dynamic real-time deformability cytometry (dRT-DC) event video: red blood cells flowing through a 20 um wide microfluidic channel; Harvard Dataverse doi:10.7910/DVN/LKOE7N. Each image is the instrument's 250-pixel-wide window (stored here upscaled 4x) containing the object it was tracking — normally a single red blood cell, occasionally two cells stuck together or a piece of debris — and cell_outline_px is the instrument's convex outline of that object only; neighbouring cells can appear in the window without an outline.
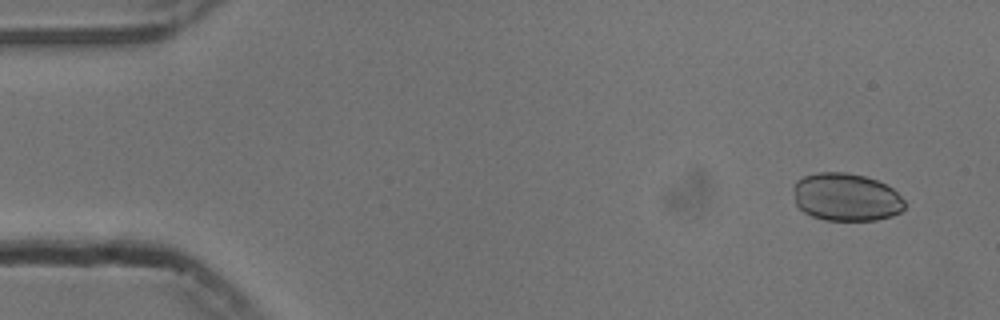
{"species": "common noctule bat (a hibernating species)", "species_latin": "Nyctalus noctula", "temperature_condition": "cold", "stored_images_in_passage": 42, "camera_frame_rate_fps": 3000, "um_per_image_px": 0.085, "animal": {"sex": "male", "body_mass_g": 13.3}, "frame": {"image": 1, "passage_image": 4, "time_ms": 1.0, "image_size_px": [1000, 320], "cell_outline_px": [[904, 208], [900, 212], [892, 216], [876, 220], [824, 220], [812, 216], [804, 212], [796, 204], [792, 188], [796, 180], [804, 176], [820, 172], [844, 172], [864, 176], [876, 180], [892, 188], [904, 200]], "centroid_in_image_um": [71.89, 16.76], "position_along_channel_um": 13.1, "area_um2": 31.04}}
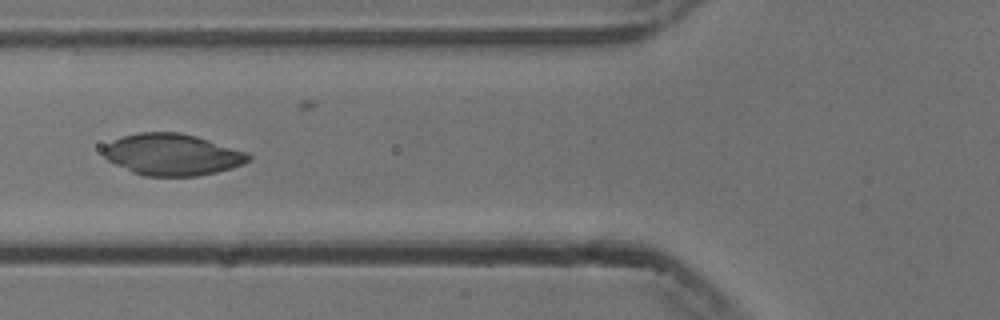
{"frame": {"image": 2, "passage_image": 21, "time_ms": 6.667, "image_size_px": [1000, 320], "cell_outline_px": [[252, 160], [244, 164], [232, 168], [216, 172], [196, 176], [144, 176], [132, 172], [108, 160], [104, 156], [104, 148], [112, 140], [124, 136], [140, 132], [180, 132], [196, 136], [248, 152], [252, 156]], "centroid_in_image_um": [14.69, 13.14], "position_along_channel_um": 111.1, "area_um2": 35.14}}
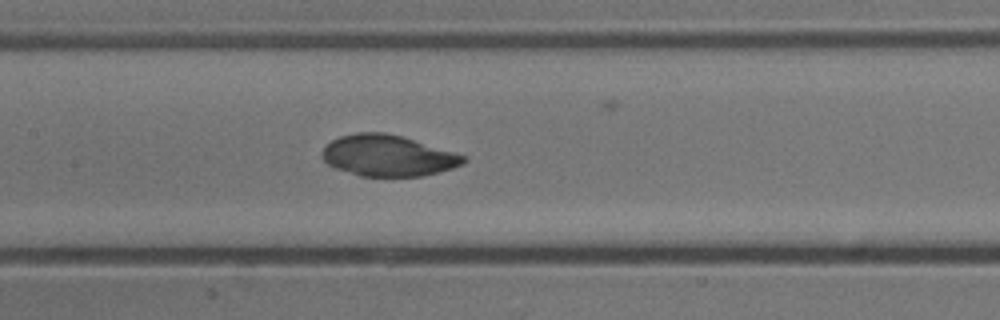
{"frame": {"image": 3, "passage_image": 26, "time_ms": 8.333, "image_size_px": [1000, 320], "cell_outline_px": [[468, 160], [464, 164], [440, 172], [424, 176], [360, 176], [336, 168], [328, 164], [320, 156], [320, 152], [332, 140], [340, 136], [356, 132], [384, 132], [400, 136], [468, 156]], "centroid_in_image_um": [32.98, 13.23], "position_along_channel_um": 174.4, "area_um2": 33.93}}